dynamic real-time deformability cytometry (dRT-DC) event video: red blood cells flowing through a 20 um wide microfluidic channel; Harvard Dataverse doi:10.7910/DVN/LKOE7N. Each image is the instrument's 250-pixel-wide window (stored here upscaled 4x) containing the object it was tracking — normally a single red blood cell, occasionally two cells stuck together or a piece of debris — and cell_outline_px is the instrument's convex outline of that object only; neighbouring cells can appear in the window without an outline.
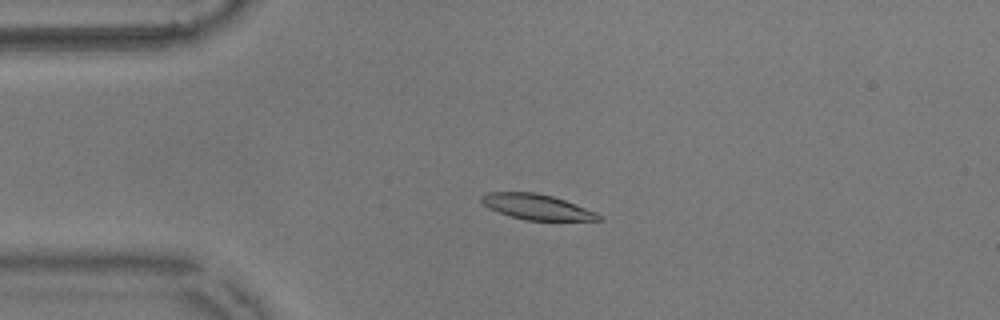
{"species": "common noctule bat (a hibernating species)", "species_latin": "Nyctalus noctula", "temperature_condition": "warm", "stored_images_in_passage": 55, "camera_frame_rate_fps": 3000, "um_per_image_px": 0.085, "animal": {"sex": "male", "body_mass_g": 17.9}, "frame": {"image": 1, "passage_image": 12, "time_ms": 3.667, "image_size_px": [1000, 320], "cell_outline_px": [[604, 220], [524, 220], [488, 208], [480, 200], [480, 196], [488, 192], [536, 192], [552, 196], [564, 200], [596, 212], [604, 216]], "centroid_in_image_um": [45.64, 17.58], "position_along_channel_um": 39.4, "area_um2": 17.22}}
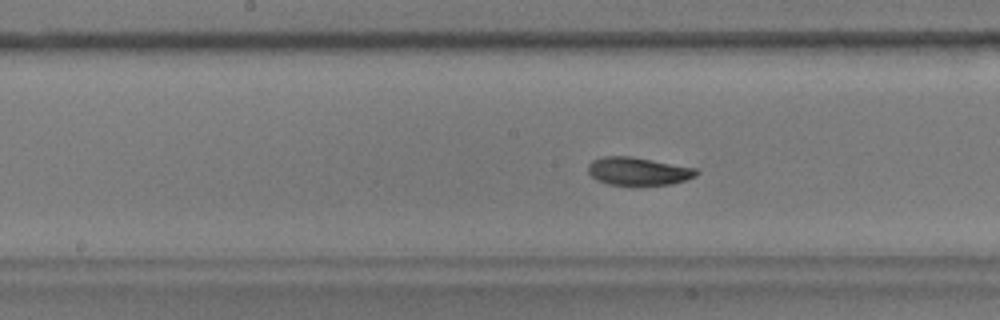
{"frame": {"image": 2, "passage_image": 27, "time_ms": 8.667, "image_size_px": [1000, 320], "cell_outline_px": [[700, 172], [696, 176], [672, 184], [640, 188], [608, 184], [596, 180], [588, 172], [588, 164], [592, 160], [604, 156], [632, 156], [696, 168]], "centroid_in_image_um": [54.25, 14.6], "position_along_channel_um": 194.0, "area_um2": 18.44}}
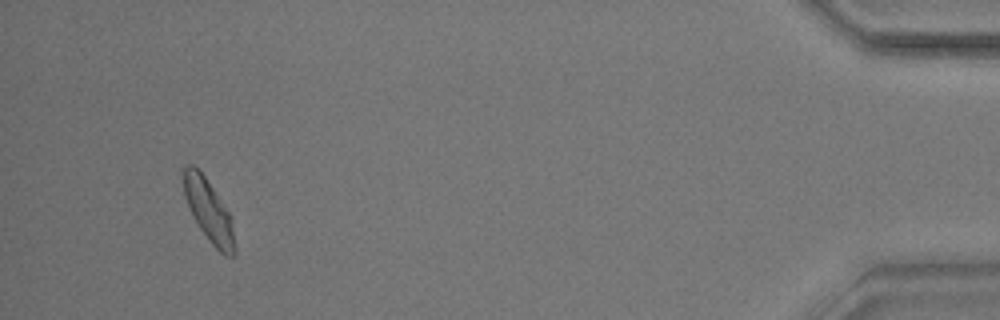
{"frame": {"image": 3, "passage_image": 52, "time_ms": 17.0, "image_size_px": [1000, 320], "cell_outline_px": [[236, 252], [232, 256], [224, 256], [208, 240], [200, 228], [184, 196], [180, 176], [184, 164], [192, 164], [204, 176], [228, 212], [236, 248]], "centroid_in_image_um": [17.68, 17.87], "position_along_channel_um": 417.5, "area_um2": 18.15}, "authors_computed_cell_mechanics": {"area_um2": 17.9758, "velocity_mm_per_s": 3.5845, "shape_relaxation_time_tau1_ms": 2.6707, "shape_relaxation_time_tau2_ms": 4.8353, "deformation_change_tau1": 0.1273, "deformation_change_tau2": 0.0717}}